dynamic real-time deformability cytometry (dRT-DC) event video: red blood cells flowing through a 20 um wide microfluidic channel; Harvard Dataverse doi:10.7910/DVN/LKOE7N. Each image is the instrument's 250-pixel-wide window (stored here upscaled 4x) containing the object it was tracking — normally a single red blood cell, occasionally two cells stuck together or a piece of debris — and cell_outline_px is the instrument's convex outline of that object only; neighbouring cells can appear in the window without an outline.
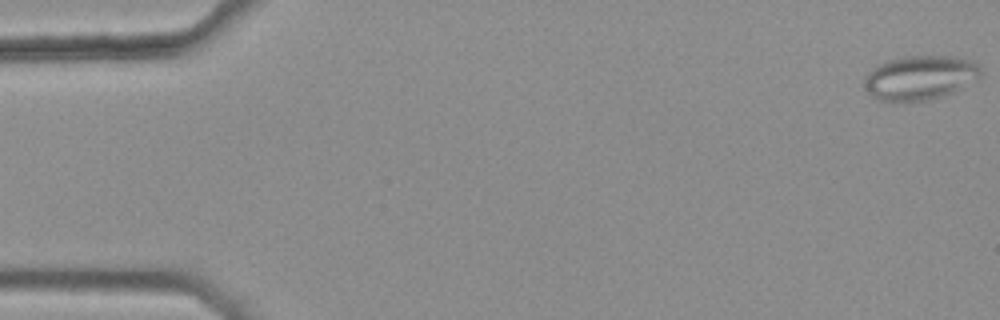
{"species": "common noctule bat (a hibernating species)", "species_latin": "Nyctalus noctula", "temperature_condition": "warm", "stored_images_in_passage": 48, "camera_frame_rate_fps": 3000, "um_per_image_px": 0.085, "animal": {"sex": "female", "body_mass_g": 25.1}, "frame": {"image": 1, "passage_image": 1, "time_ms": 0.0, "image_size_px": [1000, 320], "cell_outline_px": [[984, 72], [980, 76], [952, 92], [932, 100], [904, 104], [876, 100], [868, 96], [864, 84], [864, 76], [876, 64], [888, 60], [904, 56], [952, 56], [972, 60], [980, 64]], "centroid_in_image_um": [78.14, 6.63], "position_along_channel_um": 6.9, "area_um2": 31.04}}
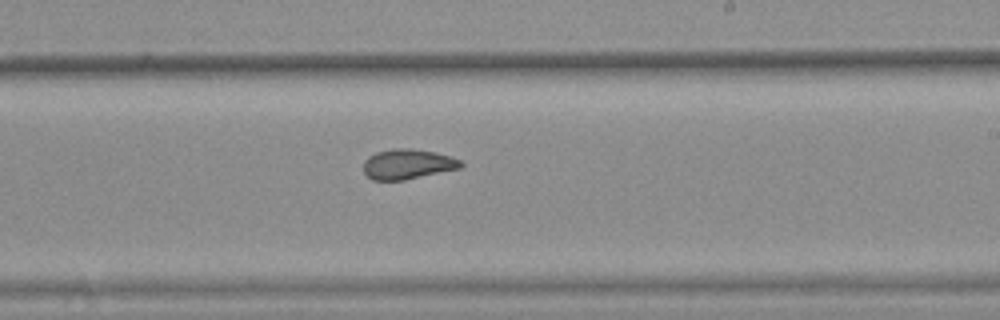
{"frame": {"image": 2, "passage_image": 32, "time_ms": 10.333, "image_size_px": [1000, 320], "cell_outline_px": [[464, 164], [460, 168], [404, 180], [372, 180], [364, 172], [364, 160], [368, 156], [376, 152], [396, 148], [412, 148], [436, 152], [460, 160]], "centroid_in_image_um": [34.63, 13.94], "position_along_channel_um": 254.4, "area_um2": 16.99}}
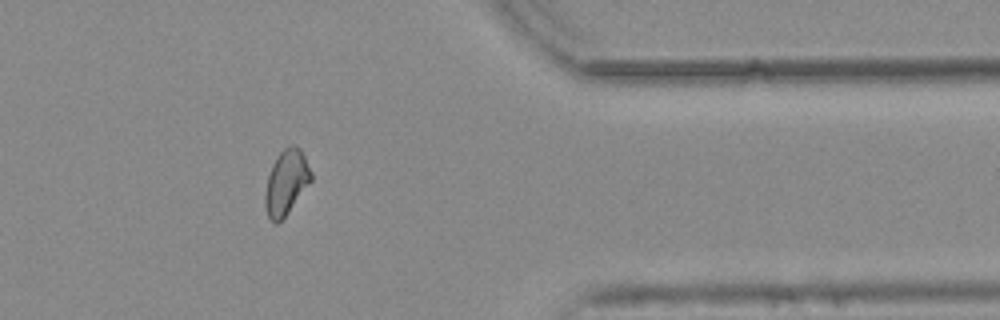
{"frame": {"image": 3, "passage_image": 44, "time_ms": 14.333, "image_size_px": [1000, 320], "cell_outline_px": [[312, 180], [288, 212], [276, 224], [268, 216], [264, 204], [264, 196], [268, 176], [272, 164], [276, 156], [284, 148], [292, 144], [300, 148], [312, 172]], "centroid_in_image_um": [24.33, 15.47], "position_along_channel_um": 387.1, "area_um2": 17.22}, "authors_computed_cell_mechanics": {"area_um2": 17.918, "velocity_mm_per_s": 3.7762, "shape_relaxation_time_tau1_ms": null, "shape_relaxation_time_tau2_ms": 1.8039, "deformation_change_tau1": null, "deformation_change_tau2": 0.0724}}